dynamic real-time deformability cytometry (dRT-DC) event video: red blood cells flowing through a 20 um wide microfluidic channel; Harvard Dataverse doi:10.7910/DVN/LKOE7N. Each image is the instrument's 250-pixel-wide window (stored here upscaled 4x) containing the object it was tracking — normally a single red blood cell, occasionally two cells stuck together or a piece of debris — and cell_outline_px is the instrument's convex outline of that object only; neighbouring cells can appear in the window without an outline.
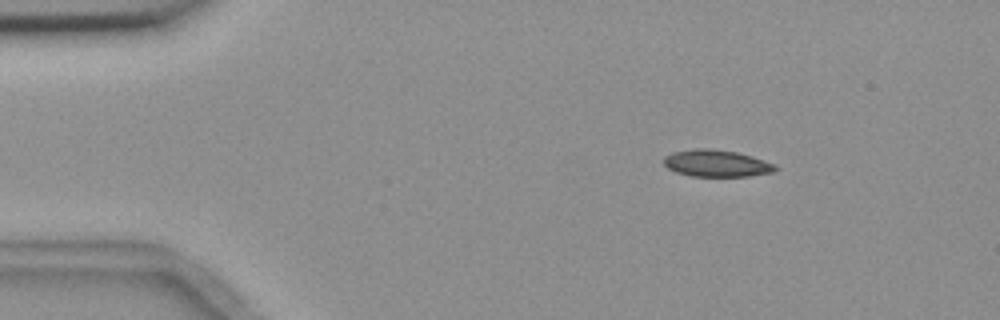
{"species": "common noctule bat (a hibernating species)", "species_latin": "Nyctalus noctula", "temperature_condition": "room temperature", "stored_images_in_passage": 4, "camera_frame_rate_fps": 3000, "um_per_image_px": 0.085, "animal": {"sex": "female", "body_mass_g": 18.4}, "frame": {"image": 1, "passage_image": 2, "time_ms": 1.0, "image_size_px": [1000, 320], "cell_outline_px": [[780, 168], [772, 172], [748, 176], [692, 176], [676, 172], [668, 168], [664, 164], [664, 156], [672, 152], [696, 148], [708, 148], [736, 152], [752, 156], [776, 164]], "centroid_in_image_um": [60.91, 13.88], "position_along_channel_um": 24.1, "area_um2": 17.51}}